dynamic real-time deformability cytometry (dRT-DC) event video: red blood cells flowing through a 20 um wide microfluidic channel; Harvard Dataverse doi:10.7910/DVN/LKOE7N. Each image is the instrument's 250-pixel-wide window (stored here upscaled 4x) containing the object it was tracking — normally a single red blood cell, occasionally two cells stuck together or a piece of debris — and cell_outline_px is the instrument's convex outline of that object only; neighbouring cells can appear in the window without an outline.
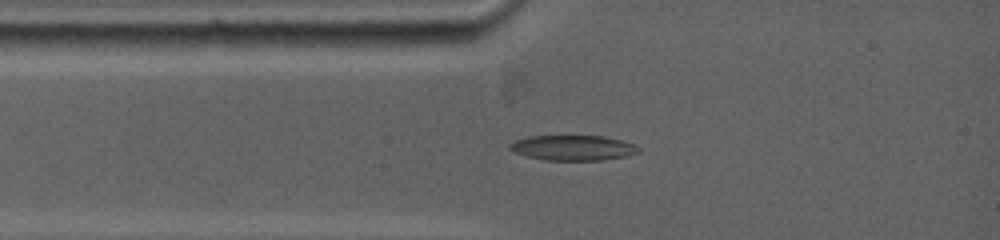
{"species": "common noctule bat (a hibernating species)", "species_latin": "Nyctalus noctula", "temperature_condition": "warm", "stored_images_in_passage": 5, "camera_frame_rate_fps": 5000, "um_per_image_px": 0.085, "animal": {"sex": "female", "body_mass_g": 19.0, "forearm_length_mm": 53.3}, "frame": {"image": 1, "passage_image": 3, "time_ms": 1.6, "image_size_px": [1000, 240], "cell_outline_px": [[640, 152], [624, 156], [604, 160], [544, 160], [512, 152], [508, 148], [508, 144], [516, 140], [528, 136], [604, 136], [620, 140], [632, 144], [640, 148]], "centroid_in_image_um": [48.66, 12.56], "position_along_channel_um": 36.3, "area_um2": 18.84}}
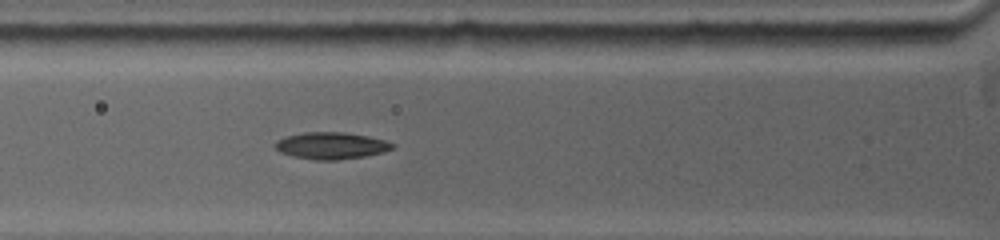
{"frame": {"image": 2, "passage_image": 5, "time_ms": 3.2, "image_size_px": [1000, 240], "cell_outline_px": [[396, 144], [392, 148], [380, 152], [364, 156], [336, 160], [316, 160], [292, 156], [280, 152], [272, 144], [276, 140], [284, 136], [304, 132], [344, 132], [368, 136], [384, 140]], "centroid_in_image_um": [28.08, 12.37], "position_along_channel_um": 97.7, "area_um2": 18.32}}